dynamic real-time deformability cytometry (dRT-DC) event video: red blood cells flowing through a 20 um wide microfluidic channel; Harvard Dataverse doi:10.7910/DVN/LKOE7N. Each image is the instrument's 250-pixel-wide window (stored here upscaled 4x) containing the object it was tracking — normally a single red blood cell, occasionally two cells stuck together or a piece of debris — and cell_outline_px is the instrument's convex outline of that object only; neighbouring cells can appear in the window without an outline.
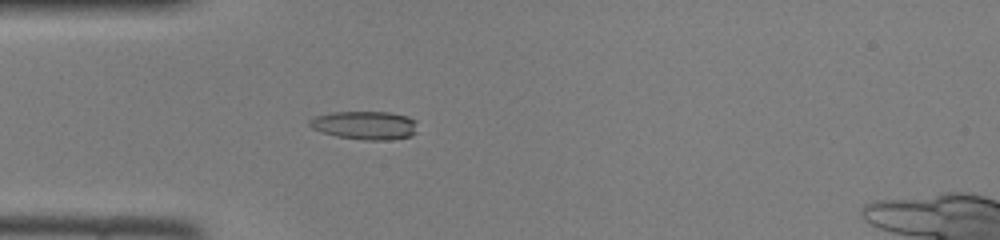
{"species": "common noctule bat (a hibernating species)", "species_latin": "Nyctalus noctula", "temperature_condition": "room temperature", "stored_images_in_passage": 37, "camera_frame_rate_fps": 3000, "um_per_image_px": 0.085, "animal": {"sex": "female", "body_mass_g": 22.0, "forearm_length_mm": 56.7}, "frame": {"image": 1, "passage_image": 8, "time_ms": 2.333, "image_size_px": [1000, 240], "cell_outline_px": [[416, 132], [412, 136], [388, 140], [364, 140], [336, 136], [320, 132], [312, 128], [308, 124], [308, 120], [316, 116], [332, 112], [388, 112], [408, 116], [416, 120]], "centroid_in_image_um": [31.02, 10.65], "position_along_channel_um": 54.0, "area_um2": 18.03}}
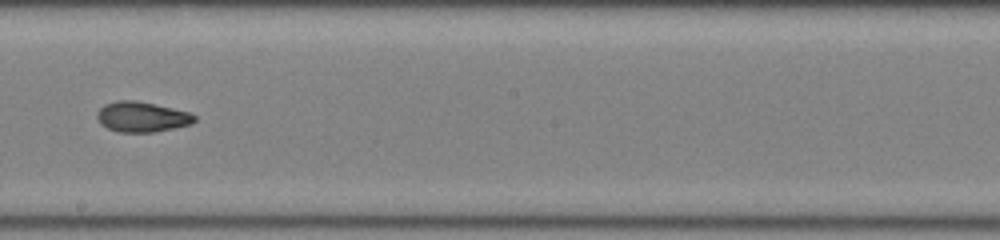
{"frame": {"image": 2, "passage_image": 21, "time_ms": 6.667, "image_size_px": [1000, 240], "cell_outline_px": [[196, 120], [192, 124], [152, 132], [120, 132], [108, 128], [100, 124], [96, 116], [96, 112], [104, 104], [116, 100], [136, 100], [172, 108], [188, 112], [196, 116]], "centroid_in_image_um": [12.02, 9.92], "position_along_channel_um": 236.2, "area_um2": 17.17}}
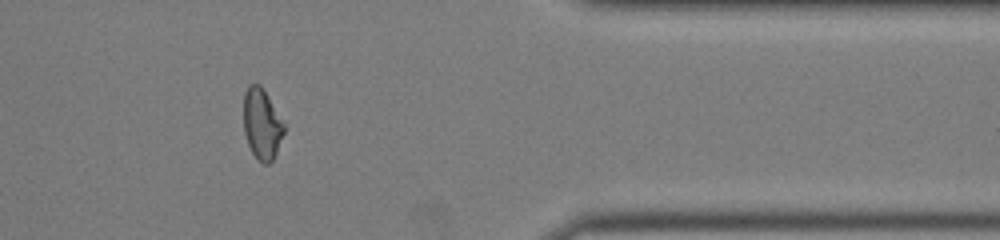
{"frame": {"image": 3, "passage_image": 33, "time_ms": 10.667, "image_size_px": [1000, 240], "cell_outline_px": [[284, 132], [276, 152], [272, 160], [268, 164], [264, 164], [252, 152], [248, 144], [244, 132], [244, 92], [248, 84], [260, 84], [284, 120]], "centroid_in_image_um": [22.26, 10.5], "position_along_channel_um": 389.1, "area_um2": 16.59}}